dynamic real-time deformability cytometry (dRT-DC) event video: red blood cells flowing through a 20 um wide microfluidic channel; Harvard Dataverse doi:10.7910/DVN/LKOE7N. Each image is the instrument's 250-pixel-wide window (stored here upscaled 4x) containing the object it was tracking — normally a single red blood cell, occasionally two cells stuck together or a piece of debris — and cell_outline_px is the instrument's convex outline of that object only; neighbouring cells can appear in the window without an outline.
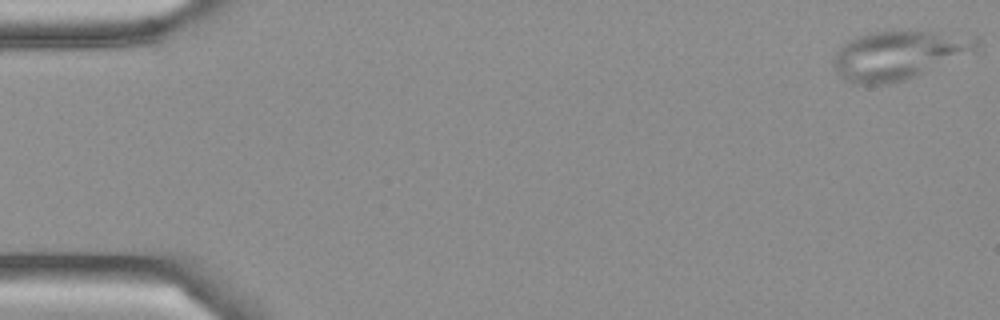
{"species": "Egyptian fruit bat (a non-hibernating species)", "species_latin": "Rousettus aegyptiacus", "temperature_condition": "cold", "stored_images_in_passage": 10, "camera_frame_rate_fps": 3000, "um_per_image_px": 0.085, "frame": {"image": 1, "passage_image": 1, "time_ms": 0.0, "image_size_px": [1000, 320], "cell_outline_px": [[984, 44], [980, 52], [916, 76], [892, 84], [852, 84], [844, 80], [836, 72], [832, 64], [832, 60], [836, 52], [848, 40], [856, 36], [868, 32], [900, 28], [980, 36]], "centroid_in_image_um": [76.53, 4.64], "position_along_channel_um": 8.5, "area_um2": 42.89}}